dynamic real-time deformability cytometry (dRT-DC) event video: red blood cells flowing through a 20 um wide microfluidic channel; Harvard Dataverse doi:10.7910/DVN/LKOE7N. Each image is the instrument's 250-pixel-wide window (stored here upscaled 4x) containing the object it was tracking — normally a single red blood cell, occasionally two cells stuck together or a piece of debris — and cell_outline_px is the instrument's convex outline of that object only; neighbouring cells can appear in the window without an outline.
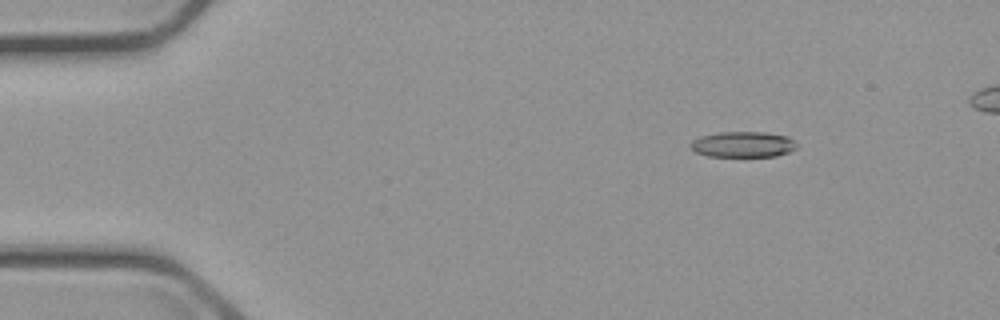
{"species": "common noctule bat (a hibernating species)", "species_latin": "Nyctalus noctula", "temperature_condition": "cold", "stored_images_in_passage": 6, "camera_frame_rate_fps": 3000, "um_per_image_px": 0.085, "animal": {"sex": "male", "body_mass_g": 23.1, "forearm_length_mm": 52.7}, "frame": {"image": 1, "passage_image": 3, "time_ms": 2.333, "image_size_px": [1000, 320], "cell_outline_px": [[796, 148], [788, 152], [776, 156], [708, 156], [696, 152], [688, 144], [692, 140], [700, 136], [720, 132], [764, 132], [788, 136], [796, 144]], "centroid_in_image_um": [63.13, 12.27], "position_along_channel_um": 21.9, "area_um2": 15.84}}
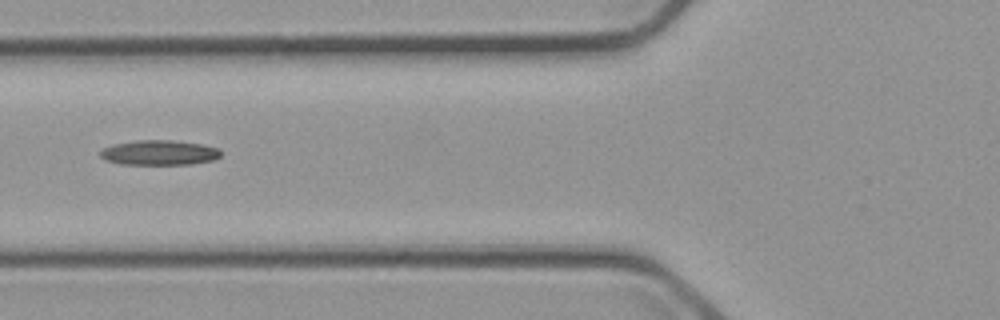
{"frame": {"image": 2, "passage_image": 6, "time_ms": 7.0, "image_size_px": [1000, 320], "cell_outline_px": [[220, 156], [212, 160], [192, 164], [120, 164], [104, 160], [100, 156], [100, 152], [104, 148], [112, 144], [136, 140], [168, 140], [204, 144], [216, 148], [220, 152]], "centroid_in_image_um": [13.49, 12.97], "position_along_channel_um": 112.3, "area_um2": 17.46}}